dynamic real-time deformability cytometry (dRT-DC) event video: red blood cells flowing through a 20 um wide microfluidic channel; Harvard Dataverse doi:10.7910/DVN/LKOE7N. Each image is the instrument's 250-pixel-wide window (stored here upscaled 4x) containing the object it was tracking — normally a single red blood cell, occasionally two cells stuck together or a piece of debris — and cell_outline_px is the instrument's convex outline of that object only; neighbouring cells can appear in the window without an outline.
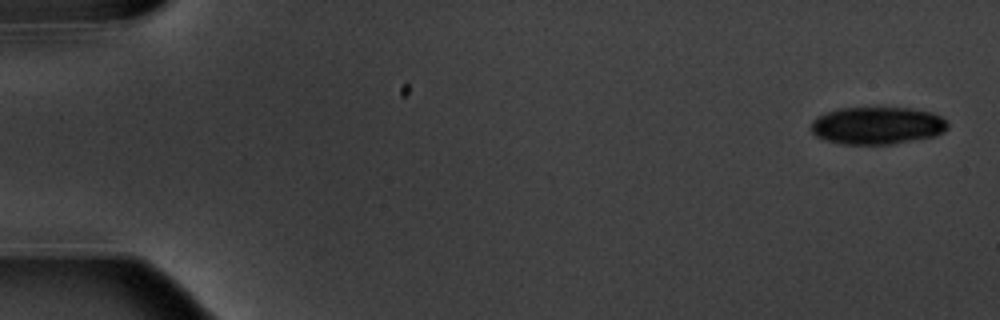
{"species": "common noctule bat (a hibernating species)", "species_latin": "Nyctalus noctula", "temperature_condition": "warm", "stored_images_in_passage": 6, "camera_frame_rate_fps": 3000, "um_per_image_px": 0.085, "animal": {"sex": "male", "body_mass_g": 20.1, "forearm_length_mm": 53.5}, "frame": {"image": 1, "passage_image": 1, "time_ms": 0.0, "image_size_px": [1000, 320], "cell_outline_px": [[948, 128], [944, 132], [936, 136], [892, 144], [844, 144], [824, 140], [816, 136], [808, 128], [812, 120], [816, 116], [840, 108], [912, 108], [932, 112], [948, 120]], "centroid_in_image_um": [74.56, 10.67], "position_along_channel_um": 10.4, "area_um2": 30.17}}